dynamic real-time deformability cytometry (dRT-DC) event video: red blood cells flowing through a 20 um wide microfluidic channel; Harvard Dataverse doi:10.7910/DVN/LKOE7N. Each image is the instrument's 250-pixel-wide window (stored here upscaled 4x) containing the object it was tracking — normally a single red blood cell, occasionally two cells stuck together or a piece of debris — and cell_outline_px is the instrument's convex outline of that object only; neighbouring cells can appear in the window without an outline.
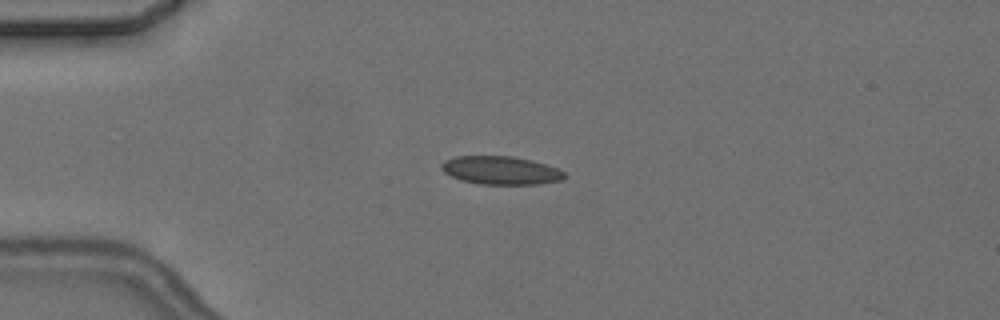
{"species": "common noctule bat (a hibernating species)", "species_latin": "Nyctalus noctula", "temperature_condition": "cold", "stored_images_in_passage": 5, "camera_frame_rate_fps": 3000, "um_per_image_px": 0.085, "animal": {"sex": "female", "body_mass_g": 24.6, "forearm_length_mm": 56.2}, "frame": {"image": 1, "passage_image": 3, "time_ms": 3.0, "image_size_px": [1000, 320], "cell_outline_px": [[568, 176], [564, 180], [540, 184], [480, 184], [460, 180], [444, 172], [440, 168], [440, 164], [444, 160], [456, 156], [512, 156], [532, 160], [560, 168]], "centroid_in_image_um": [42.61, 14.48], "position_along_channel_um": 42.4, "area_um2": 20.58}}
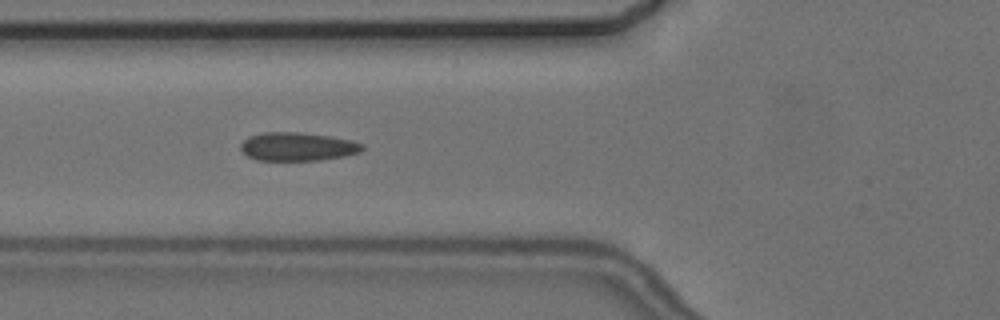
{"frame": {"image": 2, "passage_image": 5, "time_ms": 5.333, "image_size_px": [1000, 320], "cell_outline_px": [[364, 148], [360, 152], [344, 156], [320, 160], [256, 160], [248, 156], [240, 148], [240, 144], [248, 136], [264, 132], [300, 132], [328, 136], [352, 140], [364, 144]], "centroid_in_image_um": [25.29, 12.46], "position_along_channel_um": 100.5, "area_um2": 20.17}}